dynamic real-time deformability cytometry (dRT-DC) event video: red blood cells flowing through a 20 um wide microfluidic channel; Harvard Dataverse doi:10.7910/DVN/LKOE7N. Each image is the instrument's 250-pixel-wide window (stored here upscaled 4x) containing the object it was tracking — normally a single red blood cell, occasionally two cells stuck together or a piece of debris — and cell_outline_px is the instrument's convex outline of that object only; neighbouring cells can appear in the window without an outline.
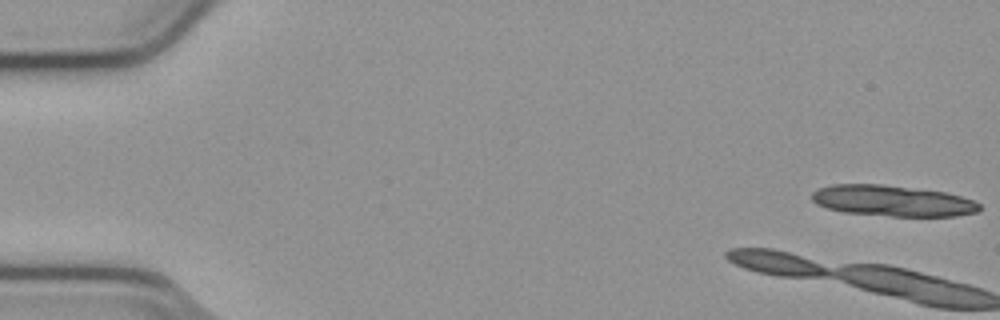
{"species": "common noctule bat (a hibernating species)", "species_latin": "Nyctalus noctula", "temperature_condition": "cold", "stored_images_in_passage": 4, "camera_frame_rate_fps": 3000, "um_per_image_px": 0.085, "animal": {"sex": "male", "body_mass_g": 23.1, "forearm_length_mm": 52.7}, "frame": {"image": 1, "passage_image": 1, "time_ms": 0.0, "image_size_px": [1000, 320], "cell_outline_px": [[980, 208], [976, 212], [956, 216], [892, 216], [844, 212], [828, 208], [816, 204], [812, 200], [812, 192], [820, 188], [832, 184], [884, 184], [944, 192], [976, 200], [980, 204]], "centroid_in_image_um": [75.87, 17.06], "position_along_channel_um": 9.1, "area_um2": 30.17}}